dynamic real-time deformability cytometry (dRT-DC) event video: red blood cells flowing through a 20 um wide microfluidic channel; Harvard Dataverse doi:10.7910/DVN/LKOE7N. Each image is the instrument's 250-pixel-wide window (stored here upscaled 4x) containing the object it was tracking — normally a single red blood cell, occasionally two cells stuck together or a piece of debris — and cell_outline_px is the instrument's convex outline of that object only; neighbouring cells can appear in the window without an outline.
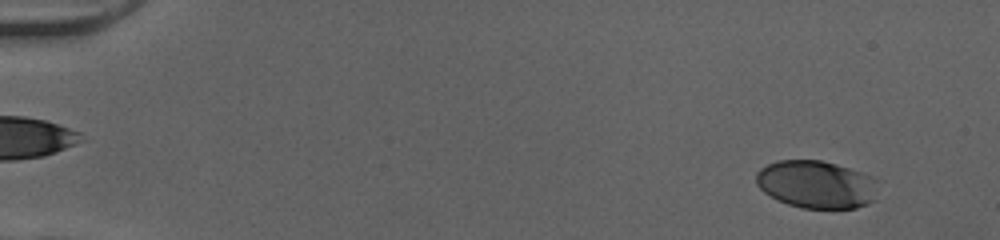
{"species": "human", "species_latin": "Homo sapiens", "temperature_condition": "cold", "stored_images_in_passage": 52, "camera_frame_rate_fps": 3000, "um_per_image_px": 0.085, "donor": {"sex": "female"}, "frame": {"image": 1, "passage_image": 5, "time_ms": 1.333, "image_size_px": [1000, 240], "cell_outline_px": [[860, 204], [852, 208], [808, 208], [792, 204], [780, 200], [772, 196], [760, 184], [760, 172], [764, 168], [772, 164], [784, 160], [816, 160], [832, 164], [840, 168]], "centroid_in_image_um": [68.73, 15.67], "position_along_channel_um": 16.3, "area_um2": 26.53}}
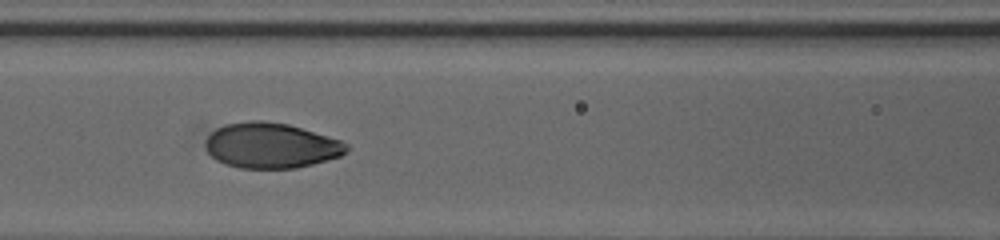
{"frame": {"image": 2, "passage_image": 25, "time_ms": 8.0, "image_size_px": [1000, 240], "cell_outline_px": [[344, 152], [336, 156], [308, 164], [288, 168], [248, 168], [232, 164], [220, 160], [208, 148], [208, 140], [220, 128], [232, 124], [284, 124], [336, 140], [344, 148]], "centroid_in_image_um": [23.04, 12.42], "position_along_channel_um": 143.6, "area_um2": 33.35}}
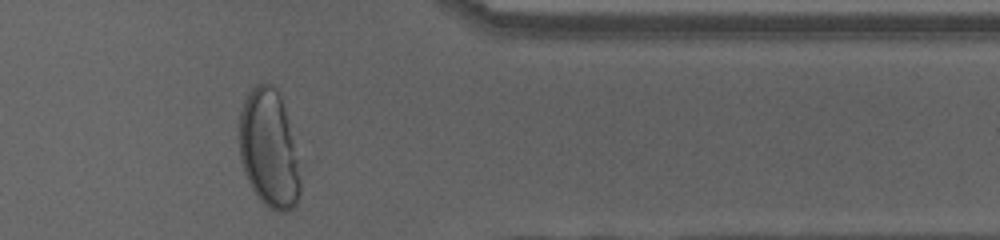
{"frame": {"image": 3, "passage_image": 44, "time_ms": 14.333, "image_size_px": [1000, 240], "cell_outline_px": [[288, 204], [272, 204], [260, 192], [252, 180], [248, 168], [244, 152], [244, 124], [248, 108], [252, 100], [256, 96], [288, 200]], "centroid_in_image_um": [22.28, 13.35], "position_along_channel_um": 389.1, "area_um2": 17.74}}